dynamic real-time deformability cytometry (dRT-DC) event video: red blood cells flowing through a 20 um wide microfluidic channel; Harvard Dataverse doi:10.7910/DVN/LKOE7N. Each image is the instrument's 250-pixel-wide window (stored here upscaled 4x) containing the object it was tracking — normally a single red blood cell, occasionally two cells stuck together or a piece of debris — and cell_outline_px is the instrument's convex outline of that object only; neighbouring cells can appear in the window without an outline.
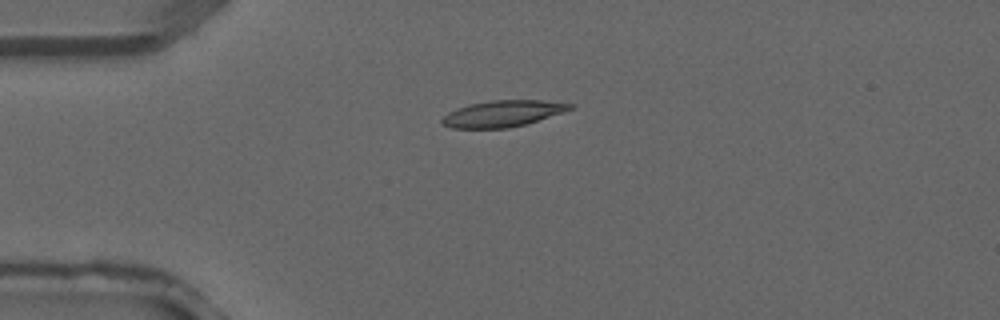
{"species": "common noctule bat (a hibernating species)", "species_latin": "Nyctalus noctula", "temperature_condition": "warm", "stored_images_in_passage": 3, "camera_frame_rate_fps": 3000, "um_per_image_px": 0.085, "animal": {"sex": "male", "forearm_length_mm": 52.5}, "frame": {"image": 1, "passage_image": 3, "time_ms": 0.667, "image_size_px": [1000, 320], "cell_outline_px": [[576, 104], [572, 108], [524, 124], [508, 128], [452, 128], [444, 124], [440, 120], [448, 112], [456, 108], [472, 104], [492, 100], [540, 100]], "centroid_in_image_um": [42.68, 9.65], "position_along_channel_um": 42.3, "area_um2": 19.19}}